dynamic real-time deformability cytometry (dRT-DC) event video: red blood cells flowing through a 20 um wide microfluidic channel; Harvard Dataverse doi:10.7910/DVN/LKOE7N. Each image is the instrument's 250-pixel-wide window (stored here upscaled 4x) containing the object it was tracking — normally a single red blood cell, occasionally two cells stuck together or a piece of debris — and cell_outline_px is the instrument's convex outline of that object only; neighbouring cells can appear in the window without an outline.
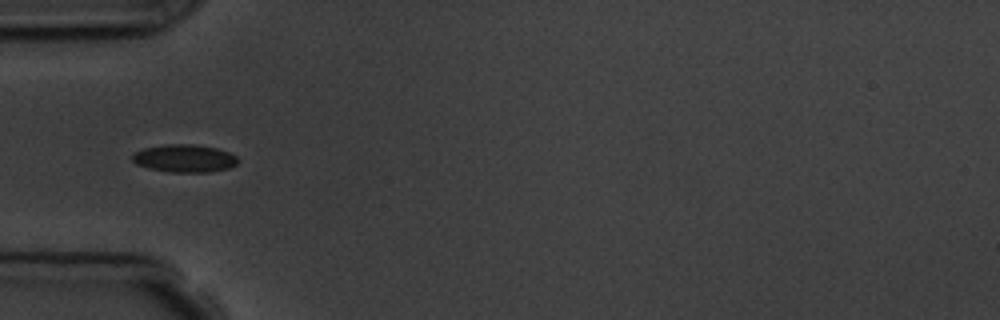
{"species": "common noctule bat (a hibernating species)", "species_latin": "Nyctalus noctula", "temperature_condition": "room temperature", "stored_images_in_passage": 10, "camera_frame_rate_fps": 3000, "um_per_image_px": 0.085, "animal": {"sex": "male", "body_mass_g": 19.5, "forearm_length_mm": 54.6}, "frame": {"image": 1, "passage_image": 5, "time_ms": 4.667, "image_size_px": [1000, 320], "cell_outline_px": [[240, 160], [236, 164], [228, 168], [208, 172], [168, 172], [148, 168], [136, 164], [132, 160], [132, 152], [144, 148], [168, 144], [192, 144], [216, 148], [228, 152], [236, 156]], "centroid_in_image_um": [15.65, 13.46], "position_along_channel_um": 69.3, "area_um2": 17.11}}
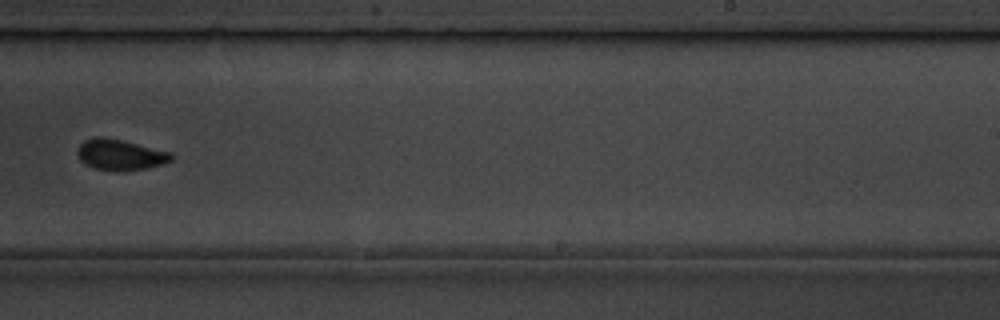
{"frame": {"image": 2, "passage_image": 10, "time_ms": 10.333, "image_size_px": [1000, 320], "cell_outline_px": [[176, 156], [172, 160], [148, 168], [124, 172], [116, 172], [92, 168], [84, 164], [80, 160], [76, 152], [80, 144], [84, 140], [96, 136], [104, 136], [172, 152]], "centroid_in_image_um": [10.21, 13.17], "position_along_channel_um": 278.8, "area_um2": 17.28}}